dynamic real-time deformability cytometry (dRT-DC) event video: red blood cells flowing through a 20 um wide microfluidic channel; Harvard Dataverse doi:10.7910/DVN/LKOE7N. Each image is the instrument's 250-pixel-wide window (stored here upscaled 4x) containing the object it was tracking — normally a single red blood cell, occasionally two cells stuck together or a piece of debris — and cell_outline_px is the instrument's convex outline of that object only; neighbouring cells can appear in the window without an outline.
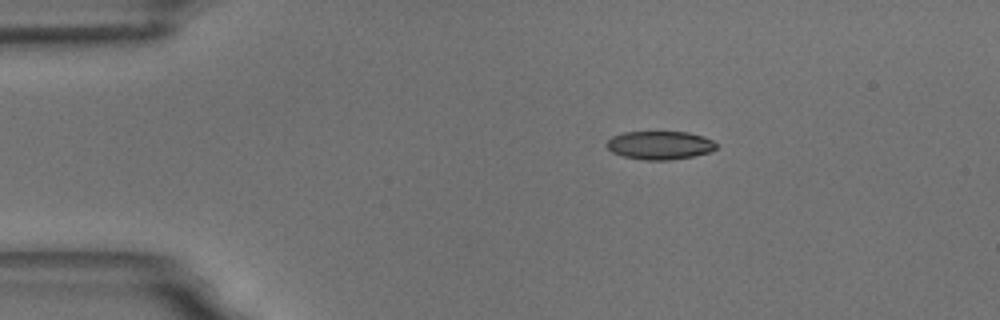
{"species": "common noctule bat (a hibernating species)", "species_latin": "Nyctalus noctula", "temperature_condition": "room temperature", "stored_images_in_passage": 37, "camera_frame_rate_fps": 3000, "um_per_image_px": 0.085, "animal": {"sex": "male", "body_mass_g": 18.8}, "frame": {"image": 1, "passage_image": 1, "time_ms": 0.0, "image_size_px": [1000, 320], "cell_outline_px": [[716, 148], [712, 152], [692, 156], [668, 160], [644, 160], [624, 156], [612, 152], [604, 144], [612, 136], [624, 132], [688, 132], [704, 136], [712, 140], [716, 144]], "centroid_in_image_um": [56.08, 12.34], "position_along_channel_um": 28.9, "area_um2": 18.15}}
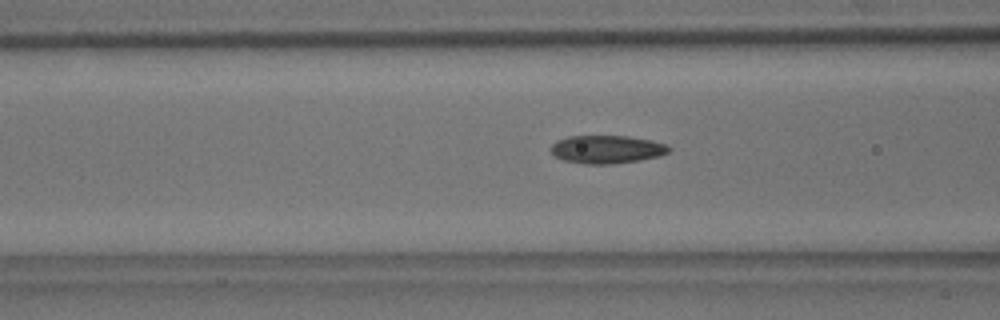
{"frame": {"image": 2, "passage_image": 13, "time_ms": 4.0, "image_size_px": [1000, 320], "cell_outline_px": [[672, 148], [668, 152], [660, 156], [640, 160], [612, 164], [584, 164], [564, 160], [552, 156], [548, 148], [556, 140], [568, 136], [628, 136], [652, 140], [664, 144]], "centroid_in_image_um": [51.52, 12.7], "position_along_channel_um": 115.1, "area_um2": 19.59}}
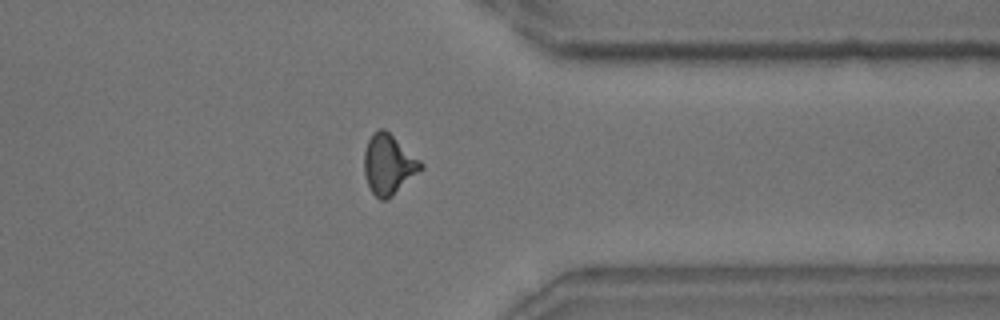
{"frame": {"image": 3, "passage_image": 36, "time_ms": 11.667, "image_size_px": [1000, 320], "cell_outline_px": [[424, 168], [388, 200], [380, 200], [372, 192], [368, 184], [364, 172], [364, 148], [372, 132], [380, 128], [384, 128], [420, 160], [424, 164]], "centroid_in_image_um": [33.02, 13.98], "position_along_channel_um": 378.4, "area_um2": 19.88}}